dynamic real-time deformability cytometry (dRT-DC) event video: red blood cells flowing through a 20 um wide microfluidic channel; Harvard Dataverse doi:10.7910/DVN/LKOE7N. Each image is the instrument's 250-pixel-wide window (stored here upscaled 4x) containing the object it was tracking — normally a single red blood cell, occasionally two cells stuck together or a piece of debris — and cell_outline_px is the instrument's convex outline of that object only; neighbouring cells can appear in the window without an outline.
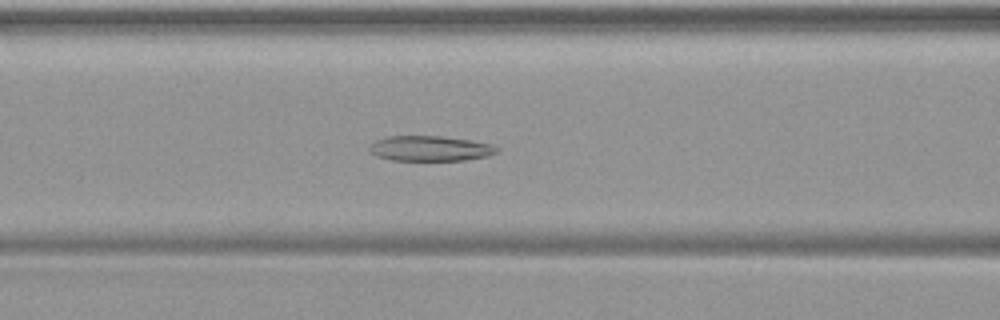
{"species": "common noctule bat (a hibernating species)", "species_latin": "Nyctalus noctula", "temperature_condition": "warm", "stored_images_in_passage": 50, "camera_frame_rate_fps": 3000, "um_per_image_px": 0.085, "animal": {"sex": "female", "body_mass_g": 19.9}, "frame": {"image": 1, "passage_image": 21, "time_ms": 6.667, "image_size_px": [1000, 320], "cell_outline_px": [[500, 152], [488, 156], [464, 160], [392, 160], [376, 156], [368, 148], [376, 140], [388, 136], [440, 136], [472, 140], [492, 144], [500, 148]], "centroid_in_image_um": [36.62, 12.61], "position_along_channel_um": 130.0, "area_um2": 18.79}}
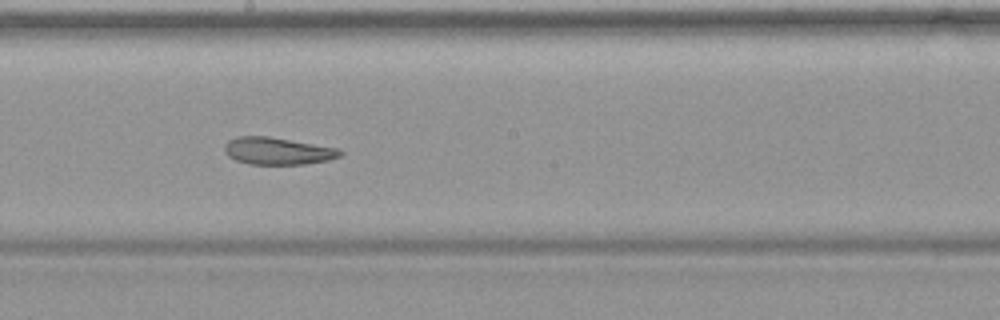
{"frame": {"image": 2, "passage_image": 28, "time_ms": 9.0, "image_size_px": [1000, 320], "cell_outline_px": [[344, 152], [340, 156], [328, 160], [304, 164], [248, 164], [236, 160], [228, 156], [224, 152], [224, 144], [228, 140], [236, 136], [268, 136], [340, 148]], "centroid_in_image_um": [23.59, 12.82], "position_along_channel_um": 224.6, "area_um2": 18.5}}
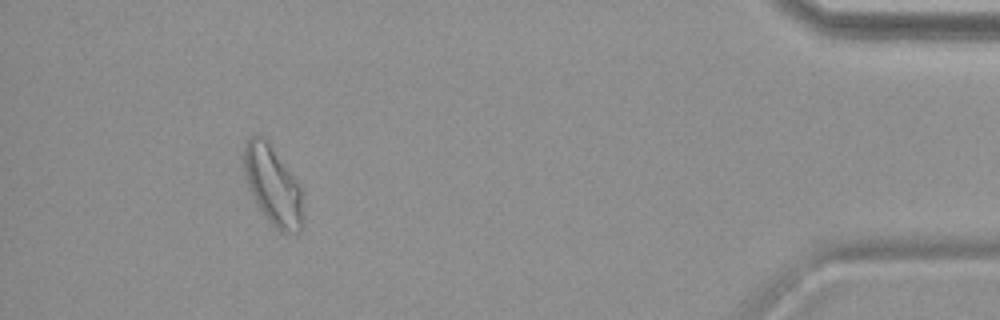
{"frame": {"image": 3, "passage_image": 46, "time_ms": 15.0, "image_size_px": [1000, 320], "cell_outline_px": [[304, 224], [300, 232], [280, 232], [268, 220], [260, 208], [244, 176], [244, 144], [252, 136], [264, 136], [268, 140], [296, 180], [300, 188]], "centroid_in_image_um": [23.21, 15.77], "position_along_channel_um": 412.0, "area_um2": 26.76}}